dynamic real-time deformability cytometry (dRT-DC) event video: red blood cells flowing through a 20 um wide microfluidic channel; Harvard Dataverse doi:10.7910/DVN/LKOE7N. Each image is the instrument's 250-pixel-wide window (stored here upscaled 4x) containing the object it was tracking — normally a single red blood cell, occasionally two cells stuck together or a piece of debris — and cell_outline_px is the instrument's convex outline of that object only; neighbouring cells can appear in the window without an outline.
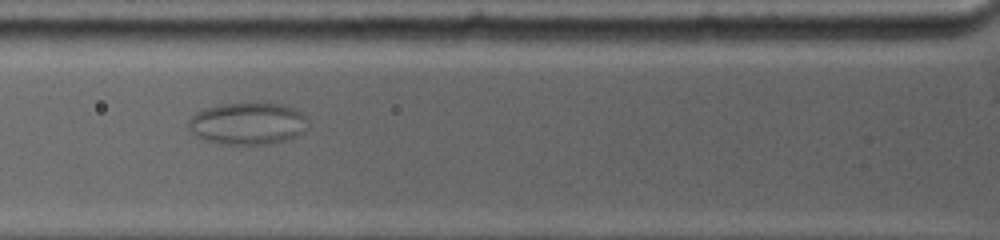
{"species": "common noctule bat (a hibernating species)", "species_latin": "Nyctalus noctula", "temperature_condition": "warm", "stored_images_in_passage": 9, "camera_frame_rate_fps": 4500, "um_per_image_px": 0.085, "animal": {"sex": "female", "body_mass_g": 19.0, "forearm_length_mm": 53.3}, "frame": {"image": 1, "passage_image": 6, "time_ms": 3.333, "image_size_px": [1000, 240], "cell_outline_px": [[308, 128], [304, 132], [296, 136], [284, 140], [268, 144], [220, 144], [204, 140], [196, 136], [188, 128], [188, 120], [196, 112], [204, 108], [224, 104], [256, 100], [280, 104], [296, 108], [308, 116]], "centroid_in_image_um": [21.09, 10.46], "position_along_channel_um": 104.7, "area_um2": 30.23}}
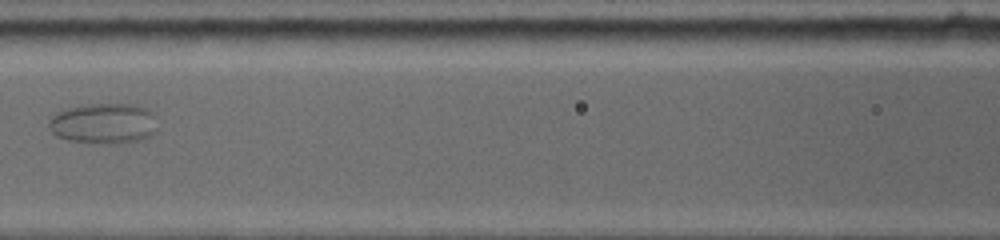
{"frame": {"image": 2, "passage_image": 8, "time_ms": 4.889, "image_size_px": [1000, 240], "cell_outline_px": [[156, 132], [152, 136], [140, 140], [120, 144], [104, 144], [68, 140], [56, 136], [48, 128], [48, 124], [52, 116], [56, 112], [68, 108], [84, 104], [136, 104], [152, 112], [156, 116]], "centroid_in_image_um": [8.83, 10.5], "position_along_channel_um": 157.8, "area_um2": 26.13}}